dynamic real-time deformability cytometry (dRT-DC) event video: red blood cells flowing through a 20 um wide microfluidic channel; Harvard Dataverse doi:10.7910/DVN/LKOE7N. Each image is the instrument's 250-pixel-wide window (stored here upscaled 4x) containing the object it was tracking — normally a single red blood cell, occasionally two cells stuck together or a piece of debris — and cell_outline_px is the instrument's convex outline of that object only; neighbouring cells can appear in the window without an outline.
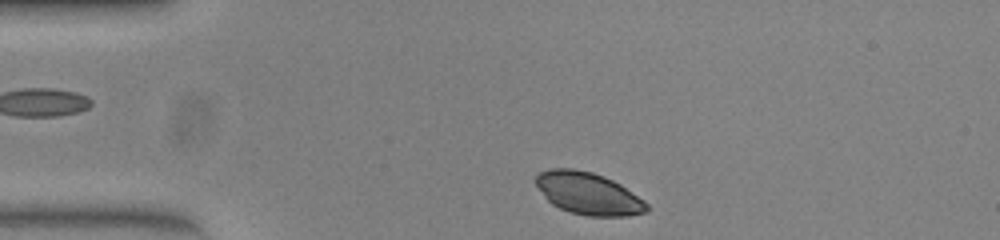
{"species": "common noctule bat (a hibernating species)", "species_latin": "Nyctalus noctula", "temperature_condition": "warm", "stored_images_in_passage": 36, "camera_frame_rate_fps": 3000, "um_per_image_px": 0.085, "animal": {"sex": "female", "body_mass_g": 23.0, "forearm_length_mm": 53.4}, "frame": {"image": 1, "passage_image": 1, "time_ms": 0.0, "image_size_px": [1000, 240], "cell_outline_px": [[648, 212], [628, 216], [588, 216], [568, 212], [552, 204], [544, 196], [536, 184], [536, 176], [540, 172], [548, 168], [572, 168], [592, 172], [604, 176], [620, 184], [644, 200], [648, 204]], "centroid_in_image_um": [50.01, 16.45], "position_along_channel_um": 35.0, "area_um2": 27.28}}
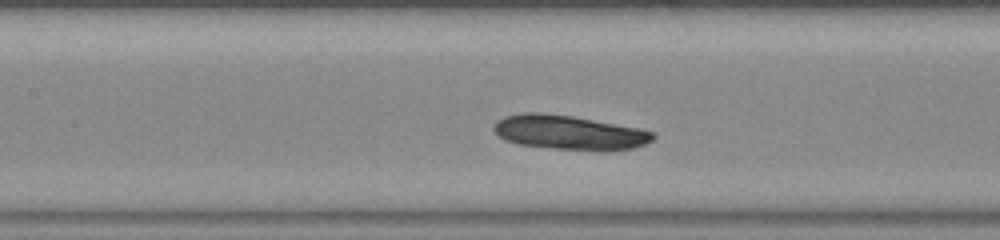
{"frame": {"image": 2, "passage_image": 14, "time_ms": 4.333, "image_size_px": [1000, 240], "cell_outline_px": [[656, 136], [652, 140], [644, 144], [632, 148], [604, 152], [600, 152], [556, 148], [520, 144], [504, 140], [492, 128], [496, 120], [504, 116], [524, 112], [536, 112], [572, 116], [640, 128], [652, 132]], "centroid_in_image_um": [48.39, 11.27], "position_along_channel_um": 159.0, "area_um2": 31.96}}
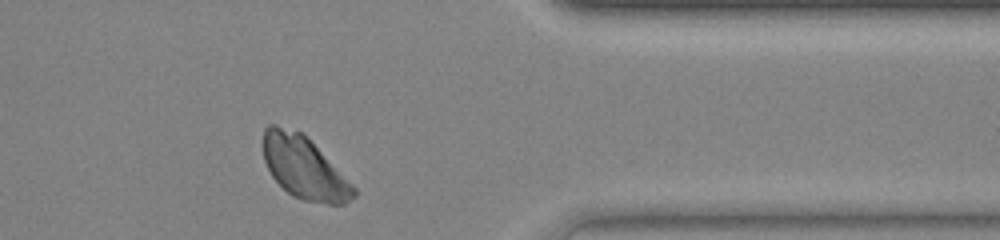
{"frame": {"image": 3, "passage_image": 33, "time_ms": 10.667, "image_size_px": [1000, 240], "cell_outline_px": [[356, 196], [344, 204], [328, 204], [304, 200], [292, 196], [272, 176], [264, 160], [264, 128], [268, 124], [276, 124], [300, 132], [356, 188]], "centroid_in_image_um": [25.83, 14.28], "position_along_channel_um": 385.6, "area_um2": 31.96}}